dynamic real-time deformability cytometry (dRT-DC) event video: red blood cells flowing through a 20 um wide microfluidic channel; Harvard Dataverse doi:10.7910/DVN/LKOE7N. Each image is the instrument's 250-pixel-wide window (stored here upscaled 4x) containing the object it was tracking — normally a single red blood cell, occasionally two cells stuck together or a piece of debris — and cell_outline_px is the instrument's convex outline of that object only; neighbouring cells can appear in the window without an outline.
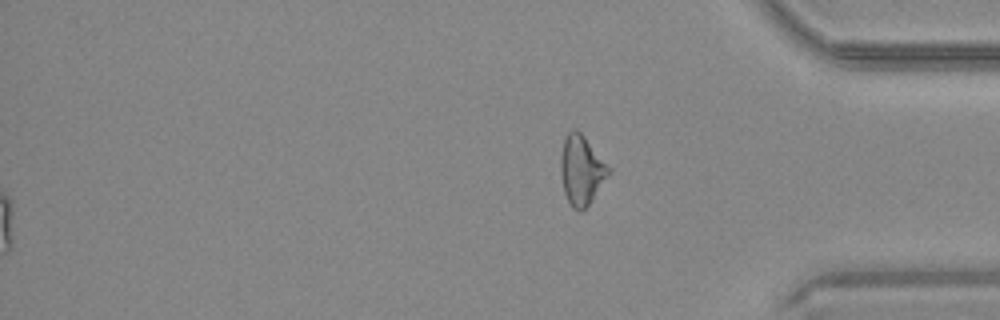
{"species": "common noctule bat (a hibernating species)", "species_latin": "Nyctalus noctula", "temperature_condition": "warm", "stored_images_in_passage": 37, "segment_of_instrument_passage": [2, 2], "camera_frame_rate_fps": 3000, "um_per_image_px": 0.085, "animal": {"sex": "male", "body_mass_g": 20.4}, "frame": {"image": 1, "passage_image": 37, "time_ms": 12.0, "image_size_px": [1000, 320], "cell_outline_px": [[612, 172], [592, 200], [580, 212], [572, 208], [564, 192], [560, 172], [560, 160], [564, 140], [568, 132], [572, 128], [576, 128], [584, 136], [612, 168]], "centroid_in_image_um": [49.45, 14.45], "position_along_channel_um": 385.8, "area_um2": 19.59}}